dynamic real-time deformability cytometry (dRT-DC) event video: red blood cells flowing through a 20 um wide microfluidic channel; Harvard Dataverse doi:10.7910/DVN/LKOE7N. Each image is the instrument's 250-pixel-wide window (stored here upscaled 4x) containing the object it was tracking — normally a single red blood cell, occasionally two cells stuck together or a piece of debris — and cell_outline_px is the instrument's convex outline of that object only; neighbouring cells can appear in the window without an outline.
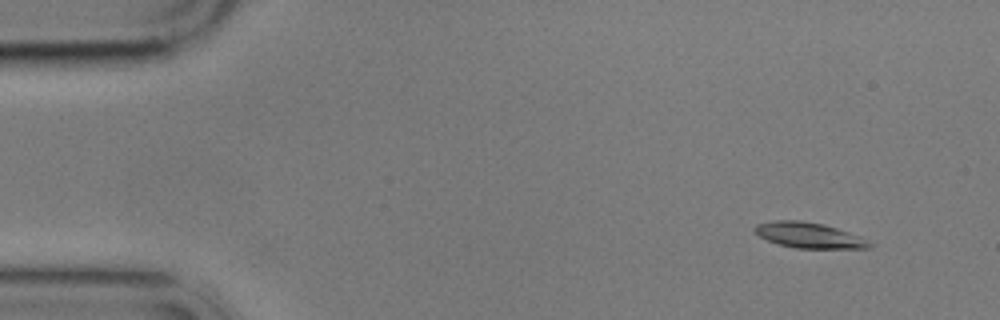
{"species": "common noctule bat (a hibernating species)", "species_latin": "Nyctalus noctula", "temperature_condition": "cold", "stored_images_in_passage": 15, "camera_frame_rate_fps": 3000, "um_per_image_px": 0.085, "animal": {"sex": "male", "body_mass_g": 17.9}, "frame": {"image": 1, "passage_image": 2, "time_ms": 1.333, "image_size_px": [1000, 320], "cell_outline_px": [[876, 244], [868, 248], [796, 248], [780, 244], [768, 240], [760, 236], [752, 228], [756, 224], [776, 220], [800, 220], [824, 224], [860, 236]], "centroid_in_image_um": [68.79, 19.99], "position_along_channel_um": 16.2, "area_um2": 16.99}}
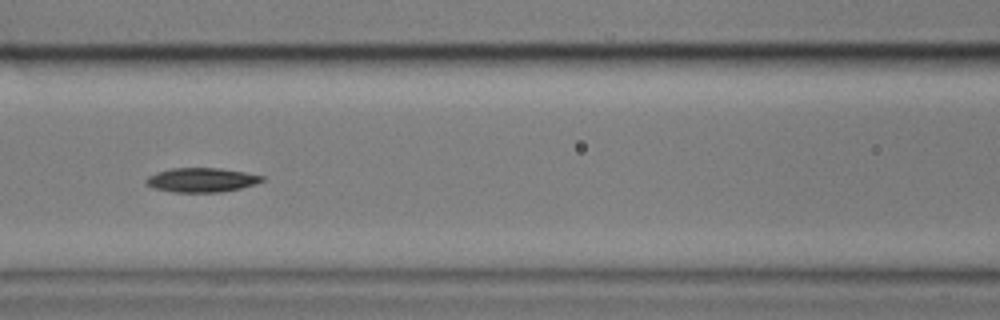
{"frame": {"image": 2, "passage_image": 7, "time_ms": 8.0, "image_size_px": [1000, 320], "cell_outline_px": [[264, 180], [256, 184], [240, 188], [220, 192], [176, 192], [156, 188], [144, 184], [144, 180], [148, 176], [156, 172], [172, 168], [220, 168], [244, 172], [264, 176]], "centroid_in_image_um": [17.12, 15.29], "position_along_channel_um": 149.5, "area_um2": 16.36}}
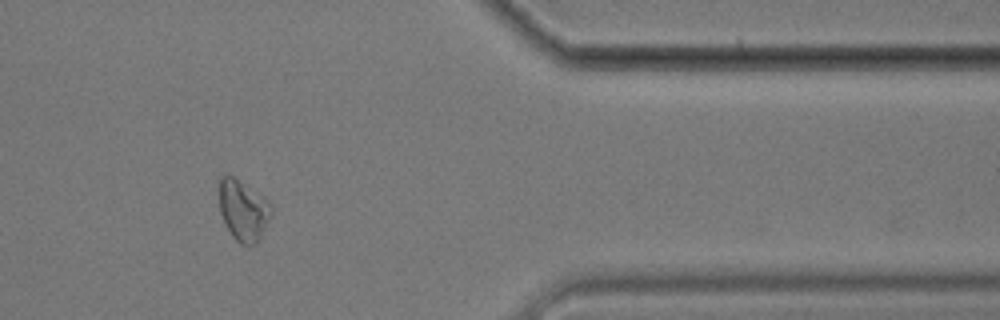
{"frame": {"image": 3, "passage_image": 13, "time_ms": 15.667, "image_size_px": [1000, 320], "cell_outline_px": [[272, 212], [260, 240], [252, 244], [240, 244], [232, 236], [220, 212], [220, 176], [224, 172], [228, 172], [264, 196], [268, 200], [272, 208]], "centroid_in_image_um": [20.68, 17.82], "position_along_channel_um": 390.7, "area_um2": 18.55}, "authors_computed_cell_mechanics": {"area_um2": 16.8776, "velocity_mm_per_s": 3.4545, "shape_relaxation_time_tau1_ms": 2.1452, "shape_relaxation_time_tau2_ms": null, "deformation_change_tau1": 0.0662, "deformation_change_tau2": null}}